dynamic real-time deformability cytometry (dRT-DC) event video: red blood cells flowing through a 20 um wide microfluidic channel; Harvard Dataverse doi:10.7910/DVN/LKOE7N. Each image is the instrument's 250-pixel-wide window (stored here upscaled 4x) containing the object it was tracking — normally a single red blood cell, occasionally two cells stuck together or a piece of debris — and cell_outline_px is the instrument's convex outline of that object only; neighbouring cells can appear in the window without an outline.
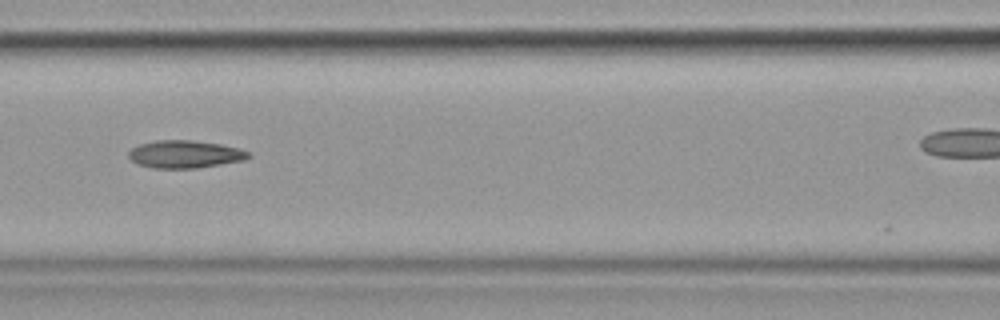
{"species": "common noctule bat (a hibernating species)", "species_latin": "Nyctalus noctula", "temperature_condition": "cold", "stored_images_in_passage": 22, "camera_frame_rate_fps": 3000, "um_per_image_px": 0.085, "animal": {"sex": "female", "body_mass_g": 19.9}, "frame": {"image": 1, "passage_image": 10, "time_ms": 3.0, "image_size_px": [1000, 320], "cell_outline_px": [[252, 156], [244, 160], [196, 168], [152, 168], [136, 164], [128, 156], [128, 152], [132, 148], [140, 144], [156, 140], [192, 140], [220, 144], [240, 148], [248, 152]], "centroid_in_image_um": [15.7, 13.11], "position_along_channel_um": 150.9, "area_um2": 19.31}}
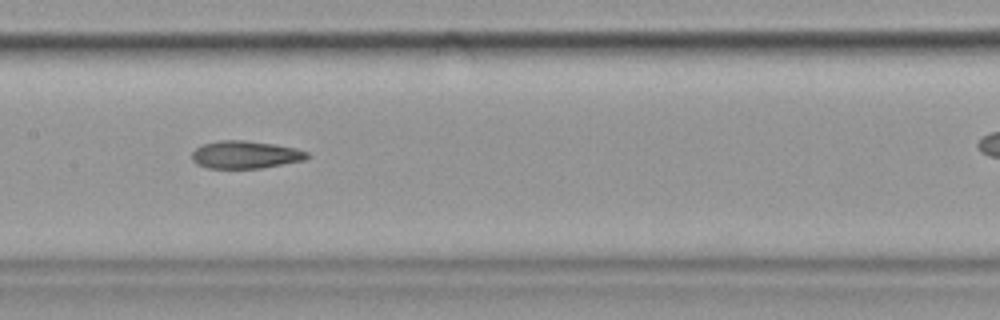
{"frame": {"image": 2, "passage_image": 13, "time_ms": 4.0, "image_size_px": [1000, 320], "cell_outline_px": [[308, 156], [304, 160], [260, 168], [208, 168], [196, 164], [192, 160], [192, 152], [196, 148], [204, 144], [220, 140], [244, 140], [276, 144], [296, 148], [308, 152]], "centroid_in_image_um": [20.84, 13.14], "position_along_channel_um": 186.6, "area_um2": 18.5}}